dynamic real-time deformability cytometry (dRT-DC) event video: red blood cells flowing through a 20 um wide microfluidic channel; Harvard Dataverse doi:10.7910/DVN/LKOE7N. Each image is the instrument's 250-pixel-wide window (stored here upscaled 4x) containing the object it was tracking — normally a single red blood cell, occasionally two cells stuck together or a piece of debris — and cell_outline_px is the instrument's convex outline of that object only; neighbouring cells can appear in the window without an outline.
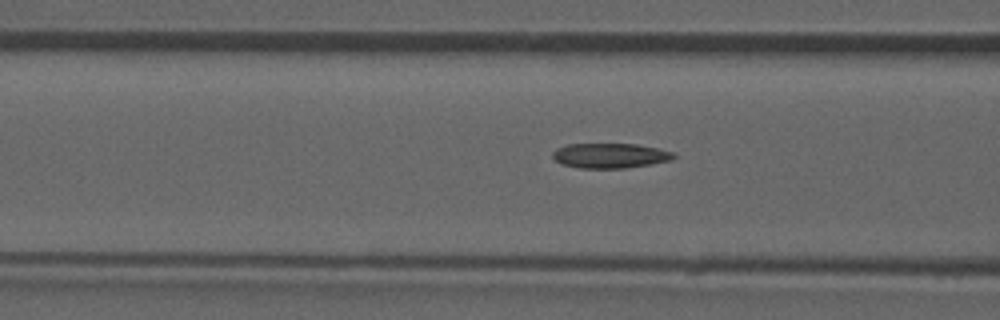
{"species": "common noctule bat (a hibernating species)", "species_latin": "Nyctalus noctula", "temperature_condition": "room temperature", "stored_images_in_passage": 46, "camera_frame_rate_fps": 3000, "um_per_image_px": 0.085, "animal": {"sex": "male", "forearm_length_mm": 52.5}, "frame": {"image": 1, "passage_image": 14, "time_ms": 4.333, "image_size_px": [1000, 320], "cell_outline_px": [[676, 156], [672, 160], [652, 164], [624, 168], [580, 168], [560, 164], [552, 156], [552, 152], [556, 148], [568, 144], [640, 144], [672, 152]], "centroid_in_image_um": [51.84, 13.23], "position_along_channel_um": 114.8, "area_um2": 17.63}}